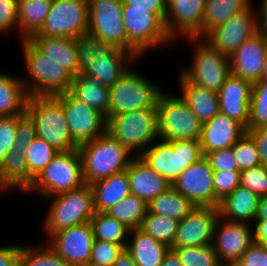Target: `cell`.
Returning <instances> with one entry per match:
<instances>
[{"instance_id": "ba28073f", "label": "cell", "mask_w": 267, "mask_h": 266, "mask_svg": "<svg viewBox=\"0 0 267 266\" xmlns=\"http://www.w3.org/2000/svg\"><path fill=\"white\" fill-rule=\"evenodd\" d=\"M122 16L127 32V51L137 59L154 48L174 42L166 30L165 22L156 13L147 9L122 8Z\"/></svg>"}, {"instance_id": "8d00e7d4", "label": "cell", "mask_w": 267, "mask_h": 266, "mask_svg": "<svg viewBox=\"0 0 267 266\" xmlns=\"http://www.w3.org/2000/svg\"><path fill=\"white\" fill-rule=\"evenodd\" d=\"M90 224L93 229L94 240L121 244L126 249L130 229L123 223L105 212H95Z\"/></svg>"}, {"instance_id": "7402d4cb", "label": "cell", "mask_w": 267, "mask_h": 266, "mask_svg": "<svg viewBox=\"0 0 267 266\" xmlns=\"http://www.w3.org/2000/svg\"><path fill=\"white\" fill-rule=\"evenodd\" d=\"M253 83L230 74L219 89V111L241 123L245 128L249 121Z\"/></svg>"}, {"instance_id": "6125c7cd", "label": "cell", "mask_w": 267, "mask_h": 266, "mask_svg": "<svg viewBox=\"0 0 267 266\" xmlns=\"http://www.w3.org/2000/svg\"><path fill=\"white\" fill-rule=\"evenodd\" d=\"M160 266H184V265L179 260L177 254L172 249H170L167 252L164 261Z\"/></svg>"}, {"instance_id": "44dd1931", "label": "cell", "mask_w": 267, "mask_h": 266, "mask_svg": "<svg viewBox=\"0 0 267 266\" xmlns=\"http://www.w3.org/2000/svg\"><path fill=\"white\" fill-rule=\"evenodd\" d=\"M266 55L267 39L256 32L230 56V73L252 83L259 81Z\"/></svg>"}, {"instance_id": "8992f818", "label": "cell", "mask_w": 267, "mask_h": 266, "mask_svg": "<svg viewBox=\"0 0 267 266\" xmlns=\"http://www.w3.org/2000/svg\"><path fill=\"white\" fill-rule=\"evenodd\" d=\"M107 132L135 156L159 139L157 109L145 108L107 118Z\"/></svg>"}, {"instance_id": "52a82bcc", "label": "cell", "mask_w": 267, "mask_h": 266, "mask_svg": "<svg viewBox=\"0 0 267 266\" xmlns=\"http://www.w3.org/2000/svg\"><path fill=\"white\" fill-rule=\"evenodd\" d=\"M83 185H85V181L82 159L76 148L68 152H59L34 179L25 193L34 192L45 199L62 192L78 189Z\"/></svg>"}, {"instance_id": "4dcf8cb0", "label": "cell", "mask_w": 267, "mask_h": 266, "mask_svg": "<svg viewBox=\"0 0 267 266\" xmlns=\"http://www.w3.org/2000/svg\"><path fill=\"white\" fill-rule=\"evenodd\" d=\"M177 80H179L178 84H180L181 98L202 123L212 119L219 112L217 92L192 84L181 74H179V79Z\"/></svg>"}, {"instance_id": "4316f807", "label": "cell", "mask_w": 267, "mask_h": 266, "mask_svg": "<svg viewBox=\"0 0 267 266\" xmlns=\"http://www.w3.org/2000/svg\"><path fill=\"white\" fill-rule=\"evenodd\" d=\"M29 40L47 58L59 63L73 78L79 74L75 38L33 35Z\"/></svg>"}, {"instance_id": "484cf974", "label": "cell", "mask_w": 267, "mask_h": 266, "mask_svg": "<svg viewBox=\"0 0 267 266\" xmlns=\"http://www.w3.org/2000/svg\"><path fill=\"white\" fill-rule=\"evenodd\" d=\"M259 199L257 194L240 185L219 202L217 207L219 218L253 225Z\"/></svg>"}, {"instance_id": "7a4b0ae2", "label": "cell", "mask_w": 267, "mask_h": 266, "mask_svg": "<svg viewBox=\"0 0 267 266\" xmlns=\"http://www.w3.org/2000/svg\"><path fill=\"white\" fill-rule=\"evenodd\" d=\"M85 184L125 171L135 157L108 132L78 146ZM131 155V156H130Z\"/></svg>"}, {"instance_id": "be15d7a7", "label": "cell", "mask_w": 267, "mask_h": 266, "mask_svg": "<svg viewBox=\"0 0 267 266\" xmlns=\"http://www.w3.org/2000/svg\"><path fill=\"white\" fill-rule=\"evenodd\" d=\"M255 220H267V195L259 199Z\"/></svg>"}, {"instance_id": "681fc988", "label": "cell", "mask_w": 267, "mask_h": 266, "mask_svg": "<svg viewBox=\"0 0 267 266\" xmlns=\"http://www.w3.org/2000/svg\"><path fill=\"white\" fill-rule=\"evenodd\" d=\"M17 116L0 117V164L9 150L16 146Z\"/></svg>"}, {"instance_id": "ab89813d", "label": "cell", "mask_w": 267, "mask_h": 266, "mask_svg": "<svg viewBox=\"0 0 267 266\" xmlns=\"http://www.w3.org/2000/svg\"><path fill=\"white\" fill-rule=\"evenodd\" d=\"M20 266H72L59 256L47 242L45 244L21 245Z\"/></svg>"}, {"instance_id": "b9f144b4", "label": "cell", "mask_w": 267, "mask_h": 266, "mask_svg": "<svg viewBox=\"0 0 267 266\" xmlns=\"http://www.w3.org/2000/svg\"><path fill=\"white\" fill-rule=\"evenodd\" d=\"M267 126V82L256 81L253 83L249 121L246 131L258 127Z\"/></svg>"}, {"instance_id": "cb8c5ba5", "label": "cell", "mask_w": 267, "mask_h": 266, "mask_svg": "<svg viewBox=\"0 0 267 266\" xmlns=\"http://www.w3.org/2000/svg\"><path fill=\"white\" fill-rule=\"evenodd\" d=\"M135 60L138 59L131 52L117 48L112 54L97 56L81 73L111 88L129 70V62Z\"/></svg>"}, {"instance_id": "f35d334b", "label": "cell", "mask_w": 267, "mask_h": 266, "mask_svg": "<svg viewBox=\"0 0 267 266\" xmlns=\"http://www.w3.org/2000/svg\"><path fill=\"white\" fill-rule=\"evenodd\" d=\"M178 225L179 221L173 218L147 211L140 229L150 235L153 239H156L158 242L171 248L175 240Z\"/></svg>"}, {"instance_id": "836d02e7", "label": "cell", "mask_w": 267, "mask_h": 266, "mask_svg": "<svg viewBox=\"0 0 267 266\" xmlns=\"http://www.w3.org/2000/svg\"><path fill=\"white\" fill-rule=\"evenodd\" d=\"M52 0H18L19 39H30L37 34L50 11Z\"/></svg>"}, {"instance_id": "74e56055", "label": "cell", "mask_w": 267, "mask_h": 266, "mask_svg": "<svg viewBox=\"0 0 267 266\" xmlns=\"http://www.w3.org/2000/svg\"><path fill=\"white\" fill-rule=\"evenodd\" d=\"M147 211V203L136 195L130 194L115 206L106 210L105 213L132 230L140 228Z\"/></svg>"}, {"instance_id": "7dc6e473", "label": "cell", "mask_w": 267, "mask_h": 266, "mask_svg": "<svg viewBox=\"0 0 267 266\" xmlns=\"http://www.w3.org/2000/svg\"><path fill=\"white\" fill-rule=\"evenodd\" d=\"M240 185L254 192L259 197L266 196L267 168L264 165H260L241 171Z\"/></svg>"}, {"instance_id": "d6a6232c", "label": "cell", "mask_w": 267, "mask_h": 266, "mask_svg": "<svg viewBox=\"0 0 267 266\" xmlns=\"http://www.w3.org/2000/svg\"><path fill=\"white\" fill-rule=\"evenodd\" d=\"M29 96L21 78L0 73V117L21 116L26 112Z\"/></svg>"}, {"instance_id": "8fae6325", "label": "cell", "mask_w": 267, "mask_h": 266, "mask_svg": "<svg viewBox=\"0 0 267 266\" xmlns=\"http://www.w3.org/2000/svg\"><path fill=\"white\" fill-rule=\"evenodd\" d=\"M136 70H129L110 88L111 117L145 108H156L164 91Z\"/></svg>"}, {"instance_id": "680465c9", "label": "cell", "mask_w": 267, "mask_h": 266, "mask_svg": "<svg viewBox=\"0 0 267 266\" xmlns=\"http://www.w3.org/2000/svg\"><path fill=\"white\" fill-rule=\"evenodd\" d=\"M259 5V9L256 10L257 32L267 39V0H261Z\"/></svg>"}, {"instance_id": "f546056e", "label": "cell", "mask_w": 267, "mask_h": 266, "mask_svg": "<svg viewBox=\"0 0 267 266\" xmlns=\"http://www.w3.org/2000/svg\"><path fill=\"white\" fill-rule=\"evenodd\" d=\"M95 212H105L131 194L127 170L90 184Z\"/></svg>"}, {"instance_id": "f1b7e54d", "label": "cell", "mask_w": 267, "mask_h": 266, "mask_svg": "<svg viewBox=\"0 0 267 266\" xmlns=\"http://www.w3.org/2000/svg\"><path fill=\"white\" fill-rule=\"evenodd\" d=\"M128 238L130 239H128L126 250L131 254L137 266H160L171 249L140 228L130 230Z\"/></svg>"}, {"instance_id": "6f0895ef", "label": "cell", "mask_w": 267, "mask_h": 266, "mask_svg": "<svg viewBox=\"0 0 267 266\" xmlns=\"http://www.w3.org/2000/svg\"><path fill=\"white\" fill-rule=\"evenodd\" d=\"M21 245L0 246V266H20Z\"/></svg>"}, {"instance_id": "91938a15", "label": "cell", "mask_w": 267, "mask_h": 266, "mask_svg": "<svg viewBox=\"0 0 267 266\" xmlns=\"http://www.w3.org/2000/svg\"><path fill=\"white\" fill-rule=\"evenodd\" d=\"M253 230L254 242L267 248V220H255Z\"/></svg>"}, {"instance_id": "7bdbcfd3", "label": "cell", "mask_w": 267, "mask_h": 266, "mask_svg": "<svg viewBox=\"0 0 267 266\" xmlns=\"http://www.w3.org/2000/svg\"><path fill=\"white\" fill-rule=\"evenodd\" d=\"M24 153L29 167V173L35 179L52 159L59 154V151L43 139L36 137Z\"/></svg>"}, {"instance_id": "7c38bea8", "label": "cell", "mask_w": 267, "mask_h": 266, "mask_svg": "<svg viewBox=\"0 0 267 266\" xmlns=\"http://www.w3.org/2000/svg\"><path fill=\"white\" fill-rule=\"evenodd\" d=\"M88 0H53L41 30L34 35L75 38L88 33Z\"/></svg>"}, {"instance_id": "e575fe53", "label": "cell", "mask_w": 267, "mask_h": 266, "mask_svg": "<svg viewBox=\"0 0 267 266\" xmlns=\"http://www.w3.org/2000/svg\"><path fill=\"white\" fill-rule=\"evenodd\" d=\"M253 0H206L202 22V38L230 18L247 9Z\"/></svg>"}, {"instance_id": "4fadbf2b", "label": "cell", "mask_w": 267, "mask_h": 266, "mask_svg": "<svg viewBox=\"0 0 267 266\" xmlns=\"http://www.w3.org/2000/svg\"><path fill=\"white\" fill-rule=\"evenodd\" d=\"M63 106L72 140L80 146L107 132L104 114L76 98L70 91L56 96Z\"/></svg>"}, {"instance_id": "03108f58", "label": "cell", "mask_w": 267, "mask_h": 266, "mask_svg": "<svg viewBox=\"0 0 267 266\" xmlns=\"http://www.w3.org/2000/svg\"><path fill=\"white\" fill-rule=\"evenodd\" d=\"M218 266H235V265H233V264L220 263Z\"/></svg>"}, {"instance_id": "5b68a950", "label": "cell", "mask_w": 267, "mask_h": 266, "mask_svg": "<svg viewBox=\"0 0 267 266\" xmlns=\"http://www.w3.org/2000/svg\"><path fill=\"white\" fill-rule=\"evenodd\" d=\"M158 141V142H157ZM204 156L200 140H156L139 157L170 184Z\"/></svg>"}, {"instance_id": "816d5d0a", "label": "cell", "mask_w": 267, "mask_h": 266, "mask_svg": "<svg viewBox=\"0 0 267 266\" xmlns=\"http://www.w3.org/2000/svg\"><path fill=\"white\" fill-rule=\"evenodd\" d=\"M204 156L214 172L239 171L232 147L206 153Z\"/></svg>"}, {"instance_id": "ffe728a7", "label": "cell", "mask_w": 267, "mask_h": 266, "mask_svg": "<svg viewBox=\"0 0 267 266\" xmlns=\"http://www.w3.org/2000/svg\"><path fill=\"white\" fill-rule=\"evenodd\" d=\"M218 218L217 208L195 206L183 220L179 221L171 248L211 245Z\"/></svg>"}, {"instance_id": "ee69618b", "label": "cell", "mask_w": 267, "mask_h": 266, "mask_svg": "<svg viewBox=\"0 0 267 266\" xmlns=\"http://www.w3.org/2000/svg\"><path fill=\"white\" fill-rule=\"evenodd\" d=\"M184 266H218L213 245L171 248Z\"/></svg>"}, {"instance_id": "e7e4bbea", "label": "cell", "mask_w": 267, "mask_h": 266, "mask_svg": "<svg viewBox=\"0 0 267 266\" xmlns=\"http://www.w3.org/2000/svg\"><path fill=\"white\" fill-rule=\"evenodd\" d=\"M262 81L267 82V55L264 61L263 69H262V74H261V79Z\"/></svg>"}, {"instance_id": "11a10c76", "label": "cell", "mask_w": 267, "mask_h": 266, "mask_svg": "<svg viewBox=\"0 0 267 266\" xmlns=\"http://www.w3.org/2000/svg\"><path fill=\"white\" fill-rule=\"evenodd\" d=\"M123 8L147 9L156 13L164 22L167 14V0H122Z\"/></svg>"}, {"instance_id": "ac0fdd59", "label": "cell", "mask_w": 267, "mask_h": 266, "mask_svg": "<svg viewBox=\"0 0 267 266\" xmlns=\"http://www.w3.org/2000/svg\"><path fill=\"white\" fill-rule=\"evenodd\" d=\"M49 246L72 266H88L94 242L90 222L53 233L46 241Z\"/></svg>"}, {"instance_id": "f907efd6", "label": "cell", "mask_w": 267, "mask_h": 266, "mask_svg": "<svg viewBox=\"0 0 267 266\" xmlns=\"http://www.w3.org/2000/svg\"><path fill=\"white\" fill-rule=\"evenodd\" d=\"M36 137L37 132L31 118L26 113L17 116V130L15 136L16 147L20 151L25 152Z\"/></svg>"}, {"instance_id": "277c9868", "label": "cell", "mask_w": 267, "mask_h": 266, "mask_svg": "<svg viewBox=\"0 0 267 266\" xmlns=\"http://www.w3.org/2000/svg\"><path fill=\"white\" fill-rule=\"evenodd\" d=\"M45 201L49 202L48 212L43 220L47 238L55 232L90 222L95 214L93 192L88 184L50 196Z\"/></svg>"}, {"instance_id": "bcb514c9", "label": "cell", "mask_w": 267, "mask_h": 266, "mask_svg": "<svg viewBox=\"0 0 267 266\" xmlns=\"http://www.w3.org/2000/svg\"><path fill=\"white\" fill-rule=\"evenodd\" d=\"M124 249L121 244L94 240L88 266H112Z\"/></svg>"}, {"instance_id": "f5cc1de1", "label": "cell", "mask_w": 267, "mask_h": 266, "mask_svg": "<svg viewBox=\"0 0 267 266\" xmlns=\"http://www.w3.org/2000/svg\"><path fill=\"white\" fill-rule=\"evenodd\" d=\"M18 32V0H0V34Z\"/></svg>"}, {"instance_id": "d4e9b609", "label": "cell", "mask_w": 267, "mask_h": 266, "mask_svg": "<svg viewBox=\"0 0 267 266\" xmlns=\"http://www.w3.org/2000/svg\"><path fill=\"white\" fill-rule=\"evenodd\" d=\"M126 170L131 194L136 195L147 204L172 187V184L157 174L139 156H135L131 160Z\"/></svg>"}, {"instance_id": "9c48e42d", "label": "cell", "mask_w": 267, "mask_h": 266, "mask_svg": "<svg viewBox=\"0 0 267 266\" xmlns=\"http://www.w3.org/2000/svg\"><path fill=\"white\" fill-rule=\"evenodd\" d=\"M192 47L191 65L180 74L192 84L218 92L230 73L229 57L203 38H186Z\"/></svg>"}, {"instance_id": "603a6c76", "label": "cell", "mask_w": 267, "mask_h": 266, "mask_svg": "<svg viewBox=\"0 0 267 266\" xmlns=\"http://www.w3.org/2000/svg\"><path fill=\"white\" fill-rule=\"evenodd\" d=\"M247 133L238 121L218 112L212 119L202 123L200 145L203 154L232 147Z\"/></svg>"}, {"instance_id": "d6986e66", "label": "cell", "mask_w": 267, "mask_h": 266, "mask_svg": "<svg viewBox=\"0 0 267 266\" xmlns=\"http://www.w3.org/2000/svg\"><path fill=\"white\" fill-rule=\"evenodd\" d=\"M206 0H167L166 30L174 41L202 38V22ZM179 37V38H178Z\"/></svg>"}, {"instance_id": "e0dca14e", "label": "cell", "mask_w": 267, "mask_h": 266, "mask_svg": "<svg viewBox=\"0 0 267 266\" xmlns=\"http://www.w3.org/2000/svg\"><path fill=\"white\" fill-rule=\"evenodd\" d=\"M253 225L218 218L213 235V249L220 263L235 264L254 242Z\"/></svg>"}, {"instance_id": "94428289", "label": "cell", "mask_w": 267, "mask_h": 266, "mask_svg": "<svg viewBox=\"0 0 267 266\" xmlns=\"http://www.w3.org/2000/svg\"><path fill=\"white\" fill-rule=\"evenodd\" d=\"M112 266H137L131 254L124 249Z\"/></svg>"}, {"instance_id": "d590c367", "label": "cell", "mask_w": 267, "mask_h": 266, "mask_svg": "<svg viewBox=\"0 0 267 266\" xmlns=\"http://www.w3.org/2000/svg\"><path fill=\"white\" fill-rule=\"evenodd\" d=\"M148 212L183 220L195 207L185 196L170 187L164 193L153 198L148 204Z\"/></svg>"}, {"instance_id": "c3c4849f", "label": "cell", "mask_w": 267, "mask_h": 266, "mask_svg": "<svg viewBox=\"0 0 267 266\" xmlns=\"http://www.w3.org/2000/svg\"><path fill=\"white\" fill-rule=\"evenodd\" d=\"M240 171L213 172V186L216 198L221 201L240 186Z\"/></svg>"}, {"instance_id": "6da1fadb", "label": "cell", "mask_w": 267, "mask_h": 266, "mask_svg": "<svg viewBox=\"0 0 267 266\" xmlns=\"http://www.w3.org/2000/svg\"><path fill=\"white\" fill-rule=\"evenodd\" d=\"M21 47L29 80L21 79L29 98L55 97L70 91L73 77L59 63L47 58L29 39L21 40Z\"/></svg>"}, {"instance_id": "9f6ffc18", "label": "cell", "mask_w": 267, "mask_h": 266, "mask_svg": "<svg viewBox=\"0 0 267 266\" xmlns=\"http://www.w3.org/2000/svg\"><path fill=\"white\" fill-rule=\"evenodd\" d=\"M247 133L256 142L261 163L267 168V126L247 130Z\"/></svg>"}, {"instance_id": "db71d44e", "label": "cell", "mask_w": 267, "mask_h": 266, "mask_svg": "<svg viewBox=\"0 0 267 266\" xmlns=\"http://www.w3.org/2000/svg\"><path fill=\"white\" fill-rule=\"evenodd\" d=\"M234 265L267 266V248L257 242H253Z\"/></svg>"}, {"instance_id": "60d3db41", "label": "cell", "mask_w": 267, "mask_h": 266, "mask_svg": "<svg viewBox=\"0 0 267 266\" xmlns=\"http://www.w3.org/2000/svg\"><path fill=\"white\" fill-rule=\"evenodd\" d=\"M117 47L110 42H105L101 38L89 33L83 34L76 39V52L79 63V73H81L90 62L101 54H112Z\"/></svg>"}, {"instance_id": "2e32d148", "label": "cell", "mask_w": 267, "mask_h": 266, "mask_svg": "<svg viewBox=\"0 0 267 266\" xmlns=\"http://www.w3.org/2000/svg\"><path fill=\"white\" fill-rule=\"evenodd\" d=\"M257 32V16L253 3L241 13L210 31L203 39L223 55L230 56Z\"/></svg>"}, {"instance_id": "3957f363", "label": "cell", "mask_w": 267, "mask_h": 266, "mask_svg": "<svg viewBox=\"0 0 267 266\" xmlns=\"http://www.w3.org/2000/svg\"><path fill=\"white\" fill-rule=\"evenodd\" d=\"M34 122L37 137L59 152L78 148L72 140L62 102L55 96L29 98L25 112Z\"/></svg>"}, {"instance_id": "9a60e30c", "label": "cell", "mask_w": 267, "mask_h": 266, "mask_svg": "<svg viewBox=\"0 0 267 266\" xmlns=\"http://www.w3.org/2000/svg\"><path fill=\"white\" fill-rule=\"evenodd\" d=\"M213 172L208 160L203 156L188 166L174 181L172 187L194 206L217 208L220 201L214 192Z\"/></svg>"}, {"instance_id": "30bf717a", "label": "cell", "mask_w": 267, "mask_h": 266, "mask_svg": "<svg viewBox=\"0 0 267 266\" xmlns=\"http://www.w3.org/2000/svg\"><path fill=\"white\" fill-rule=\"evenodd\" d=\"M158 136L164 141L199 140L202 122L180 94L163 91L157 102Z\"/></svg>"}, {"instance_id": "f6af8a7d", "label": "cell", "mask_w": 267, "mask_h": 266, "mask_svg": "<svg viewBox=\"0 0 267 266\" xmlns=\"http://www.w3.org/2000/svg\"><path fill=\"white\" fill-rule=\"evenodd\" d=\"M232 150L240 172L262 165L256 142L248 133L232 146Z\"/></svg>"}, {"instance_id": "5bb4252c", "label": "cell", "mask_w": 267, "mask_h": 266, "mask_svg": "<svg viewBox=\"0 0 267 266\" xmlns=\"http://www.w3.org/2000/svg\"><path fill=\"white\" fill-rule=\"evenodd\" d=\"M88 33L127 50V32L122 16V0H88Z\"/></svg>"}, {"instance_id": "83f0119b", "label": "cell", "mask_w": 267, "mask_h": 266, "mask_svg": "<svg viewBox=\"0 0 267 266\" xmlns=\"http://www.w3.org/2000/svg\"><path fill=\"white\" fill-rule=\"evenodd\" d=\"M25 153L11 148L0 164V191L12 189L25 192L33 183Z\"/></svg>"}, {"instance_id": "1f68e13d", "label": "cell", "mask_w": 267, "mask_h": 266, "mask_svg": "<svg viewBox=\"0 0 267 266\" xmlns=\"http://www.w3.org/2000/svg\"><path fill=\"white\" fill-rule=\"evenodd\" d=\"M70 92L90 107L111 117L110 88L102 85L97 79L79 73L72 80Z\"/></svg>"}]
</instances>
